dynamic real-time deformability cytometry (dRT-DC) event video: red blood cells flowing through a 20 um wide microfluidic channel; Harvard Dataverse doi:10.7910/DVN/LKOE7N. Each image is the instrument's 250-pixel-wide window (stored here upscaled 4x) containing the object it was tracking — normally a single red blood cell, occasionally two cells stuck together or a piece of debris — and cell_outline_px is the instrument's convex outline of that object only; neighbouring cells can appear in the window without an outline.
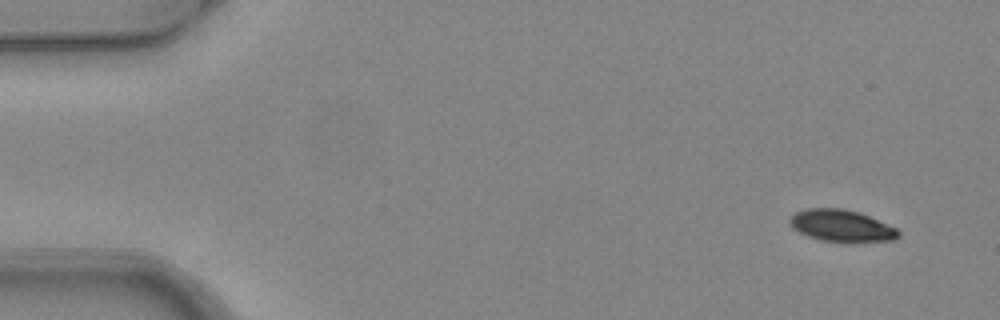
{"species": "common noctule bat (a hibernating species)", "species_latin": "Nyctalus noctula", "temperature_condition": "warm", "stored_images_in_passage": 6, "camera_frame_rate_fps": 3000, "um_per_image_px": 0.085, "animal": {"sex": "female", "body_mass_g": 24.6, "forearm_length_mm": 56.2}, "frame": {"image": 1, "passage_image": 1, "time_ms": 0.0, "image_size_px": [1000, 320], "cell_outline_px": [[900, 236], [896, 240], [820, 240], [808, 236], [792, 228], [788, 220], [796, 212], [804, 208], [844, 208], [860, 212], [896, 228], [900, 232]], "centroid_in_image_um": [71.5, 19.14], "position_along_channel_um": 13.5, "area_um2": 19.71}}
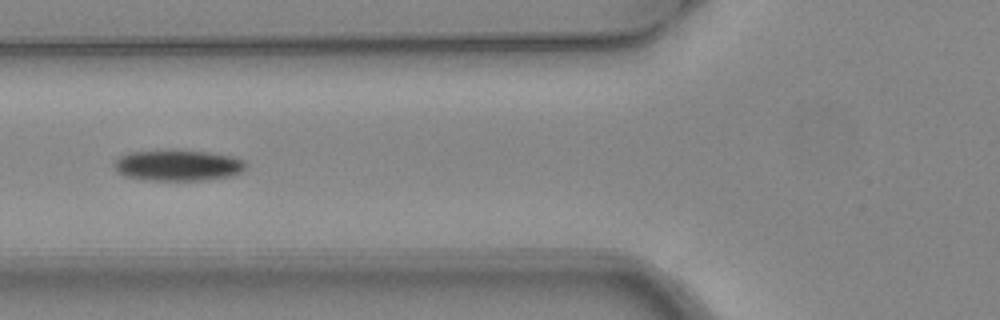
{"frame": {"image": 2, "passage_image": 6, "time_ms": 1.667, "image_size_px": [1000, 320], "cell_outline_px": [[248, 164], [240, 172], [232, 176], [208, 180], [152, 180], [124, 176], [116, 172], [112, 164], [120, 156], [128, 152], [208, 152], [232, 156], [244, 160]], "centroid_in_image_um": [15.14, 14.09], "position_along_channel_um": 110.7, "area_um2": 23.29}}